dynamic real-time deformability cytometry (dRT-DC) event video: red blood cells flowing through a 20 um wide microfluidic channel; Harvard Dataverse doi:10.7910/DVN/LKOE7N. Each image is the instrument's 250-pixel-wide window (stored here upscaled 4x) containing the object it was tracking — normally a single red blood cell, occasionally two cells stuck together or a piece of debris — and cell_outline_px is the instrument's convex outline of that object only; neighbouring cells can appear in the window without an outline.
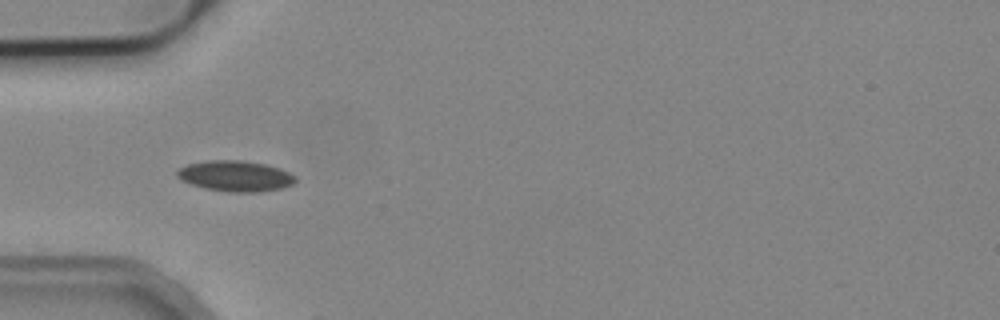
{"species": "common noctule bat (a hibernating species)", "species_latin": "Nyctalus noctula", "temperature_condition": "cold", "stored_images_in_passage": 2, "camera_frame_rate_fps": 3000, "um_per_image_px": 0.085, "animal": {"sex": "male", "body_mass_g": 19.2, "forearm_length_mm": 51.8}, "frame": {"image": 1, "passage_image": 1, "time_ms": 0.0, "image_size_px": [1000, 320], "cell_outline_px": [[296, 180], [292, 184], [280, 188], [256, 192], [228, 192], [204, 188], [192, 184], [176, 176], [176, 172], [180, 168], [188, 164], [208, 160], [244, 160], [264, 164], [280, 168], [296, 176]], "centroid_in_image_um": [20.01, 14.95], "position_along_channel_um": 65.0, "area_um2": 21.04}}